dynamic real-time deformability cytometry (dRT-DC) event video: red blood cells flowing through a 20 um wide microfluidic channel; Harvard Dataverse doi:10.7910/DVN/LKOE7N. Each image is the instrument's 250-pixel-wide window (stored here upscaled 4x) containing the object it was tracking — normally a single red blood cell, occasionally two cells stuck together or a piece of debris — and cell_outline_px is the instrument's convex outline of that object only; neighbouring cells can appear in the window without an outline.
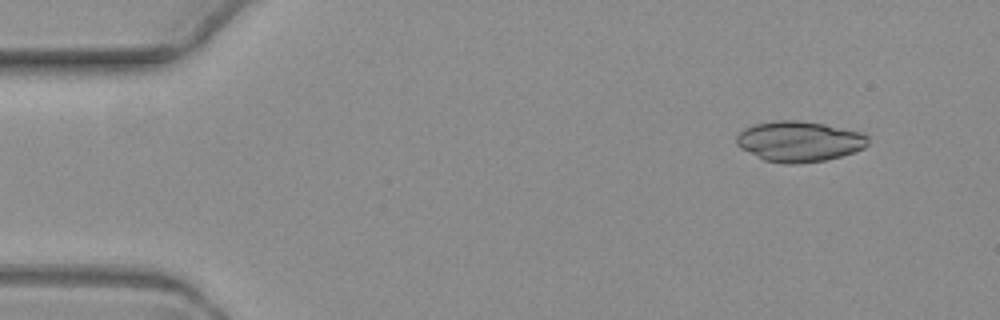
{"species": "common noctule bat (a hibernating species)", "species_latin": "Nyctalus noctula", "temperature_condition": "warm", "stored_images_in_passage": 4, "camera_frame_rate_fps": 3000, "um_per_image_px": 0.085, "animal": {"sex": "female", "body_mass_g": 19.3, "forearm_length_mm": 54.1}, "frame": {"image": 1, "passage_image": 1, "time_ms": 0.0, "image_size_px": [1000, 320], "cell_outline_px": [[868, 144], [864, 148], [840, 156], [824, 160], [796, 164], [788, 164], [764, 160], [740, 148], [736, 144], [736, 136], [744, 128], [756, 124], [776, 120], [796, 120], [824, 124], [860, 132], [868, 136]], "centroid_in_image_um": [67.91, 12.02], "position_along_channel_um": 17.1, "area_um2": 30.87}}